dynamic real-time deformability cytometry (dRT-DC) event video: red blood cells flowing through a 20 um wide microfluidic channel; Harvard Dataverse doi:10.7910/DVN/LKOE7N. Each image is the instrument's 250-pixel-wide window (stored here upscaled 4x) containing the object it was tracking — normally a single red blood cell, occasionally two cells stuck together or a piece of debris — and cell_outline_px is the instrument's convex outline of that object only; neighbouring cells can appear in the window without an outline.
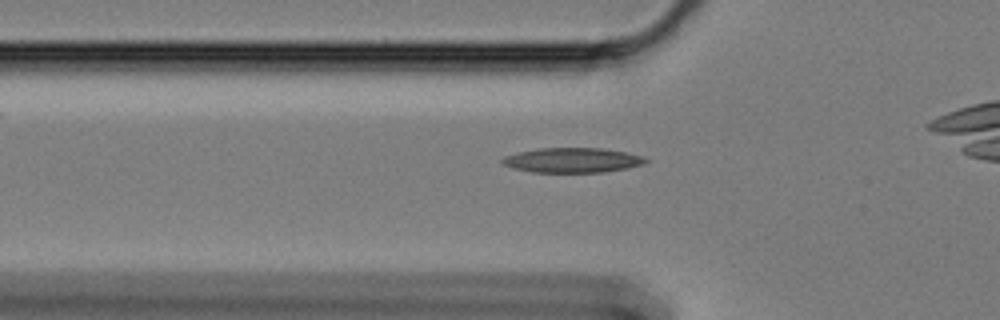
{"species": "Egyptian fruit bat (a non-hibernating species)", "species_latin": "Rousettus aegyptiacus", "temperature_condition": "cold", "stored_images_in_passage": 20, "camera_frame_rate_fps": 3000, "um_per_image_px": 0.085, "animal": {"sex": "female"}, "frame": {"image": 1, "passage_image": 6, "time_ms": 1.667, "image_size_px": [1000, 320], "cell_outline_px": [[648, 160], [644, 164], [628, 168], [604, 172], [532, 172], [500, 164], [500, 160], [504, 156], [520, 152], [540, 148], [604, 148], [644, 156]], "centroid_in_image_um": [48.67, 13.61], "position_along_channel_um": 77.1, "area_um2": 20.69}}
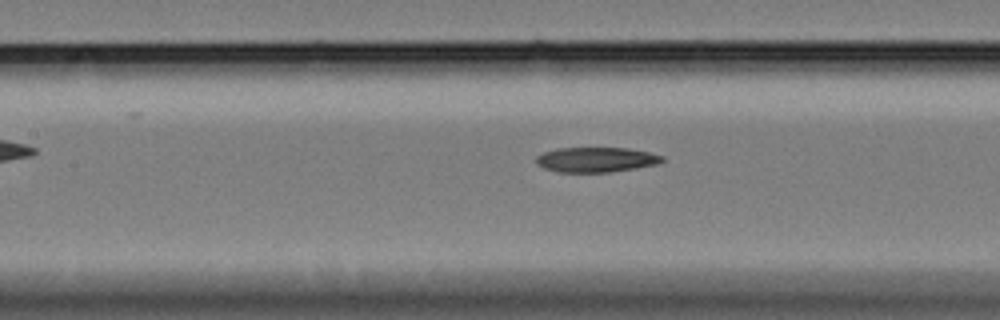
{"frame": {"image": 2, "passage_image": 13, "time_ms": 4.0, "image_size_px": [1000, 320], "cell_outline_px": [[664, 160], [656, 164], [636, 168], [608, 172], [556, 172], [544, 168], [536, 164], [536, 156], [544, 152], [556, 148], [628, 148], [648, 152], [664, 156]], "centroid_in_image_um": [50.64, 13.57], "position_along_channel_um": 156.8, "area_um2": 18.32}}
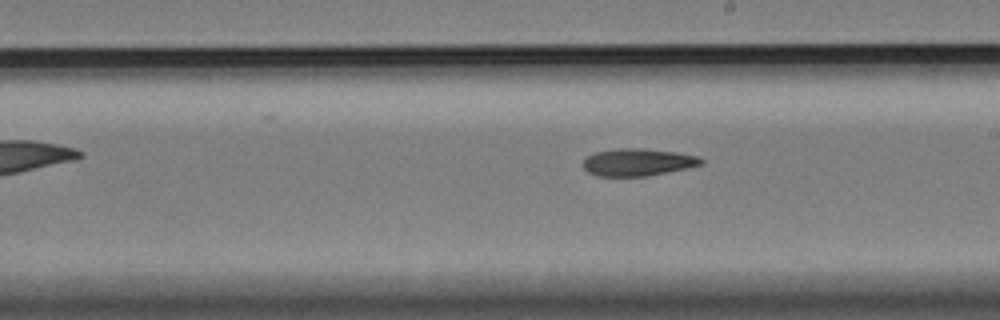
{"frame": {"image": 3, "passage_image": 20, "time_ms": 6.333, "image_size_px": [1000, 320], "cell_outline_px": [[704, 164], [648, 176], [596, 176], [588, 172], [584, 168], [584, 160], [588, 156], [596, 152], [616, 148], [640, 148], [676, 152], [696, 156], [704, 160]], "centroid_in_image_um": [54.21, 13.79], "position_along_channel_um": 234.8, "area_um2": 18.67}}